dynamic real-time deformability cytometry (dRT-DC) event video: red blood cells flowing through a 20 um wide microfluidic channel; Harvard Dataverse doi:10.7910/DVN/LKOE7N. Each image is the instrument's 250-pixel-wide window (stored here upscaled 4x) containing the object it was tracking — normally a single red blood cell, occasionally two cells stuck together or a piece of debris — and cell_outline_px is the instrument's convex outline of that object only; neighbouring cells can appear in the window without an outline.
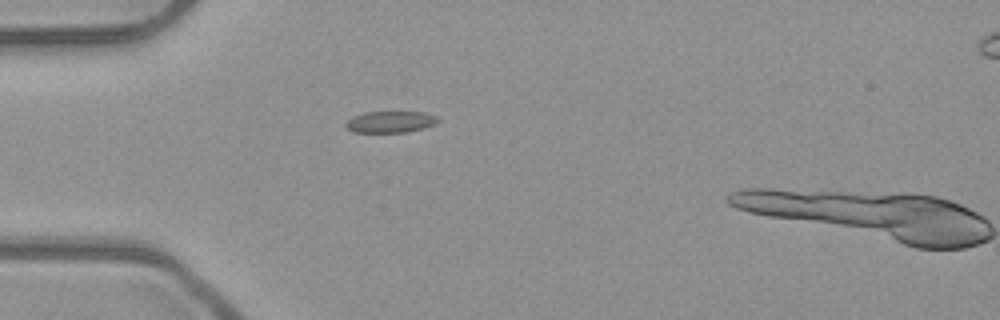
{"species": "common noctule bat (a hibernating species)", "species_latin": "Nyctalus noctula", "temperature_condition": "room temperature", "stored_images_in_passage": 2, "camera_frame_rate_fps": 3000, "um_per_image_px": 0.085, "animal": {"sex": "male", "body_mass_g": 23.1, "forearm_length_mm": 52.7}, "frame": {"image": 1, "passage_image": 1, "time_ms": 0.0, "image_size_px": [1000, 320], "cell_outline_px": [[440, 120], [424, 128], [404, 132], [352, 132], [344, 124], [352, 116], [364, 112], [424, 112], [436, 116]], "centroid_in_image_um": [33.15, 10.35], "position_along_channel_um": 51.9, "area_um2": 11.44}}